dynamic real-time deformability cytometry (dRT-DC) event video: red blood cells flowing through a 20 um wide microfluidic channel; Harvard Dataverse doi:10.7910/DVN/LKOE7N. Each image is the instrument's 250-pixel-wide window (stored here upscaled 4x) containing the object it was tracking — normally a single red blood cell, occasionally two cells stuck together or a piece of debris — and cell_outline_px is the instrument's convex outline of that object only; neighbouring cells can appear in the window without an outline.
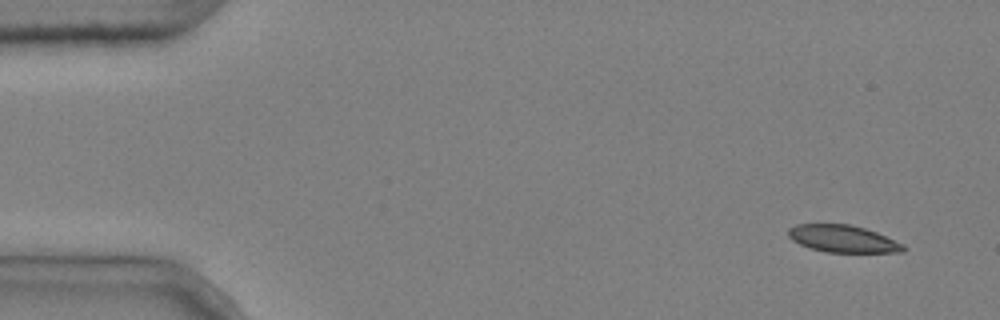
{"species": "common noctule bat (a hibernating species)", "species_latin": "Nyctalus noctula", "temperature_condition": "cold", "stored_images_in_passage": 5, "camera_frame_rate_fps": 3000, "um_per_image_px": 0.085, "animal": {"sex": "male", "body_mass_g": 20.4}, "frame": {"image": 1, "passage_image": 1, "time_ms": 0.0, "image_size_px": [1000, 320], "cell_outline_px": [[908, 248], [904, 252], [824, 252], [808, 248], [792, 240], [788, 236], [788, 228], [796, 224], [848, 224], [864, 228], [876, 232], [904, 244]], "centroid_in_image_um": [71.64, 20.3], "position_along_channel_um": 13.4, "area_um2": 18.32}}